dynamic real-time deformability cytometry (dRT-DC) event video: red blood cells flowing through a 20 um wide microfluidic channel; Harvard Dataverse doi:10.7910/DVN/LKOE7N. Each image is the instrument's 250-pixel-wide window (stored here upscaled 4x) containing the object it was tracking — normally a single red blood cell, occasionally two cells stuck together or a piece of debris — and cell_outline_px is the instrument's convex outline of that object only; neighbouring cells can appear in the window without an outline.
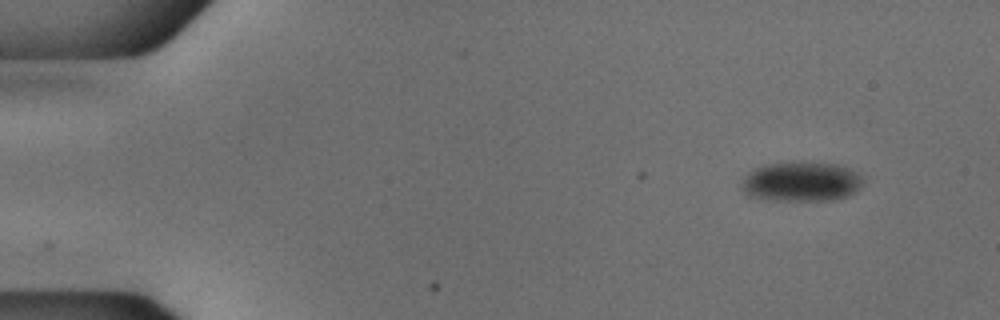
{"species": "common noctule bat (a hibernating species)", "species_latin": "Nyctalus noctula", "temperature_condition": "cold", "stored_images_in_passage": 50, "camera_frame_rate_fps": 3000, "um_per_image_px": 0.085, "animal": {"sex": "male", "body_mass_g": 18.8}, "frame": {"image": 1, "passage_image": 1, "time_ms": 0.0, "image_size_px": [1000, 320], "cell_outline_px": [[864, 184], [856, 192], [848, 196], [836, 200], [776, 200], [752, 196], [740, 184], [744, 176], [748, 172], [764, 164], [836, 164], [848, 168], [856, 172], [864, 180]], "centroid_in_image_um": [68.17, 15.47], "position_along_channel_um": 16.8, "area_um2": 27.4}}
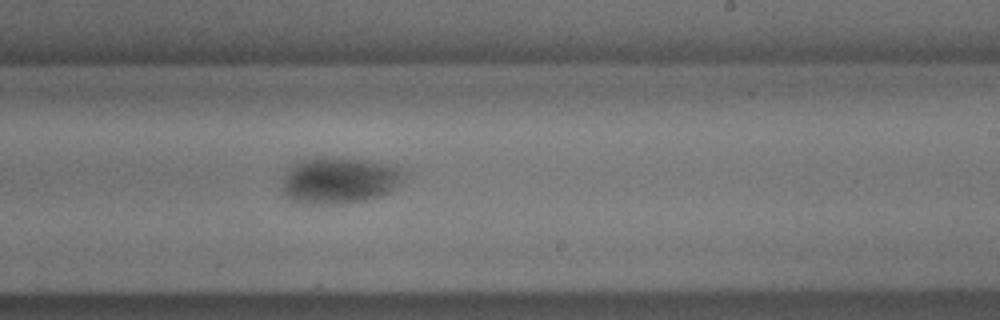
{"frame": {"image": 2, "passage_image": 29, "time_ms": 9.333, "image_size_px": [1000, 320], "cell_outline_px": [[408, 176], [392, 192], [380, 196], [364, 200], [320, 204], [292, 200], [284, 192], [284, 176], [300, 160], [316, 156], [340, 156], [396, 164], [408, 172]], "centroid_in_image_um": [29.0, 15.27], "position_along_channel_um": 260.0, "area_um2": 33.35}}
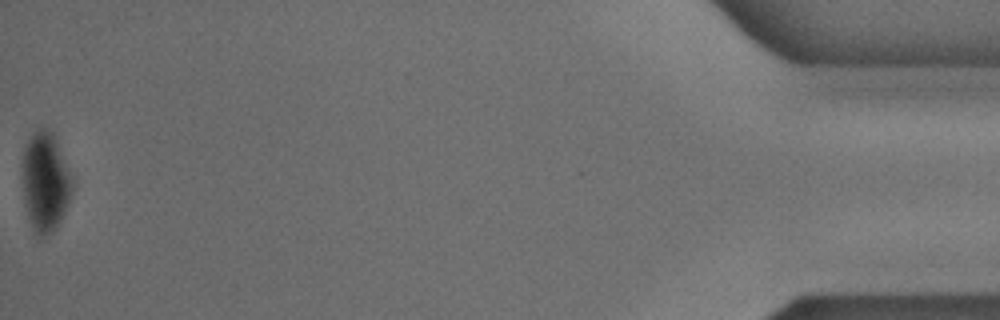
{"frame": {"image": 3, "passage_image": 50, "time_ms": 16.333, "image_size_px": [1000, 320], "cell_outline_px": [[72, 192], [68, 204], [56, 228], [52, 232], [44, 236], [36, 236], [28, 216], [24, 204], [20, 176], [20, 164], [24, 144], [36, 128], [44, 128], [52, 132], [56, 140], [72, 176]], "centroid_in_image_um": [3.79, 15.43], "position_along_channel_um": 431.4, "area_um2": 29.54}}